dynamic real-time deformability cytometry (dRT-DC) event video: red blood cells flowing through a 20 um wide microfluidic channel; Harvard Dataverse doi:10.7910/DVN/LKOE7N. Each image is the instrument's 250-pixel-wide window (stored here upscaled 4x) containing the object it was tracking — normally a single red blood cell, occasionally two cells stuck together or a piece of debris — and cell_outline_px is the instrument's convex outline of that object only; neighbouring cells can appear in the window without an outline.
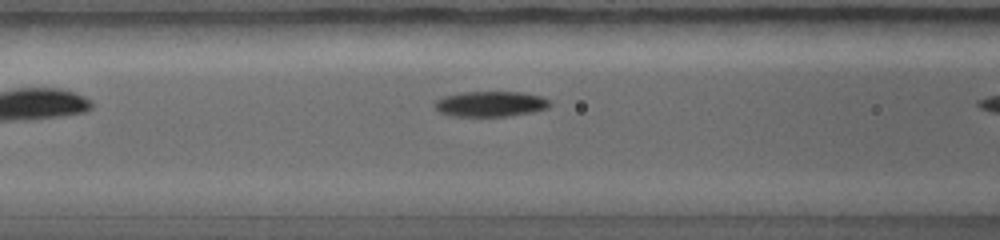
{"species": "common noctule bat (a hibernating species)", "species_latin": "Nyctalus noctula", "temperature_condition": "warm", "stored_images_in_passage": 11, "camera_frame_rate_fps": 5000, "um_per_image_px": 0.085, "animal": {"sex": "female", "body_mass_g": 19.0, "forearm_length_mm": 56.7}, "frame": {"image": 1, "passage_image": 9, "time_ms": 1.6, "image_size_px": [1000, 240], "cell_outline_px": [[552, 104], [548, 108], [532, 112], [508, 116], [452, 116], [440, 112], [436, 108], [436, 100], [444, 96], [464, 92], [520, 92], [540, 96], [548, 100]], "centroid_in_image_um": [41.72, 8.84], "position_along_channel_um": 124.9, "area_um2": 16.88}}